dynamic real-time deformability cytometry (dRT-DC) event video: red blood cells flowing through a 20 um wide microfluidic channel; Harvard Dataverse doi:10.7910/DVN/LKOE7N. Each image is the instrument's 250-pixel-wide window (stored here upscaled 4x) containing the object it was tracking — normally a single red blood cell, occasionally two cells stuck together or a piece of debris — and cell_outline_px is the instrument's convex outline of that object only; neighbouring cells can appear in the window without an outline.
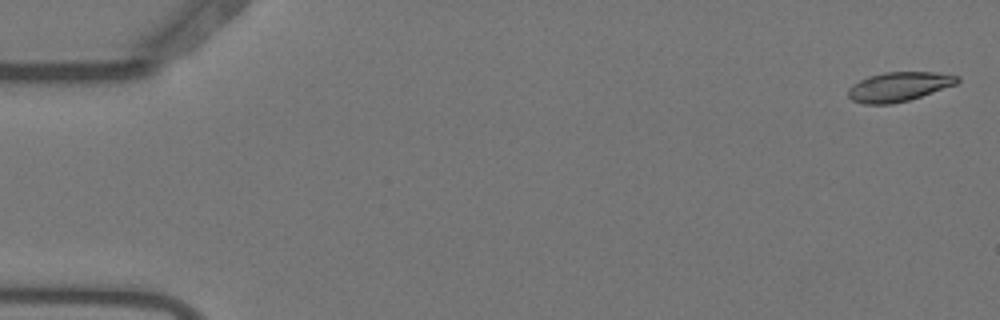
{"species": "Egyptian fruit bat (a non-hibernating species)", "species_latin": "Rousettus aegyptiacus", "temperature_condition": "warm", "stored_images_in_passage": 38, "camera_frame_rate_fps": 3000, "um_per_image_px": 0.085, "animal": {"sex": "female"}, "frame": {"image": 1, "passage_image": 2, "time_ms": 0.333, "image_size_px": [1000, 320], "cell_outline_px": [[960, 80], [956, 84], [908, 100], [892, 104], [864, 104], [852, 100], [848, 96], [848, 88], [852, 84], [868, 76], [884, 72], [936, 72], [960, 76]], "centroid_in_image_um": [76.38, 7.36], "position_along_channel_um": 8.6, "area_um2": 18.61}}
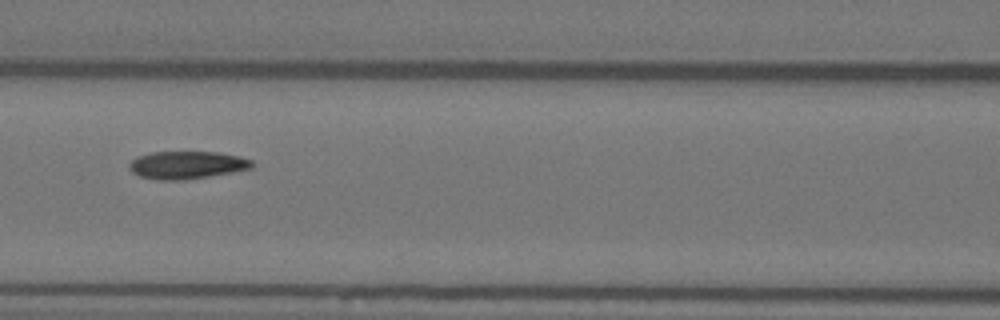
{"frame": {"image": 2, "passage_image": 25, "time_ms": 8.0, "image_size_px": [1000, 320], "cell_outline_px": [[256, 164], [252, 168], [232, 172], [184, 180], [156, 180], [140, 176], [132, 172], [128, 168], [128, 164], [136, 156], [152, 152], [216, 152], [240, 156], [252, 160]], "centroid_in_image_um": [15.88, 14.02], "position_along_channel_um": 150.7, "area_um2": 19.94}}
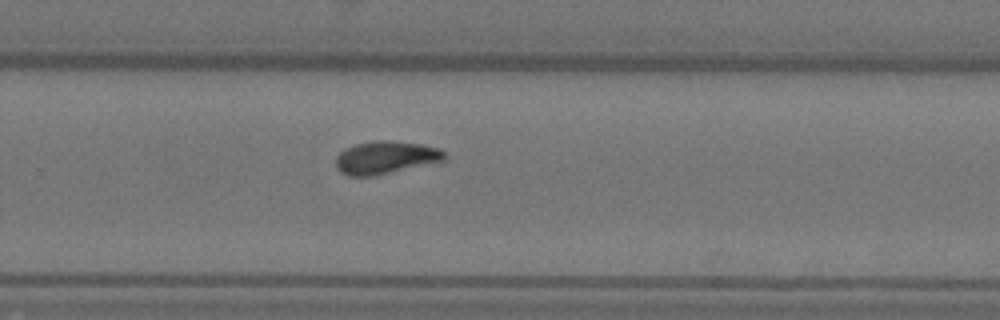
{"frame": {"image": 3, "passage_image": 37, "time_ms": 12.0, "image_size_px": [1000, 320], "cell_outline_px": [[444, 160], [376, 176], [348, 176], [340, 172], [336, 168], [336, 156], [340, 152], [356, 144], [376, 140], [384, 140], [420, 144], [440, 148], [444, 152]], "centroid_in_image_um": [32.74, 13.4], "position_along_channel_um": 297.1, "area_um2": 20.58}}